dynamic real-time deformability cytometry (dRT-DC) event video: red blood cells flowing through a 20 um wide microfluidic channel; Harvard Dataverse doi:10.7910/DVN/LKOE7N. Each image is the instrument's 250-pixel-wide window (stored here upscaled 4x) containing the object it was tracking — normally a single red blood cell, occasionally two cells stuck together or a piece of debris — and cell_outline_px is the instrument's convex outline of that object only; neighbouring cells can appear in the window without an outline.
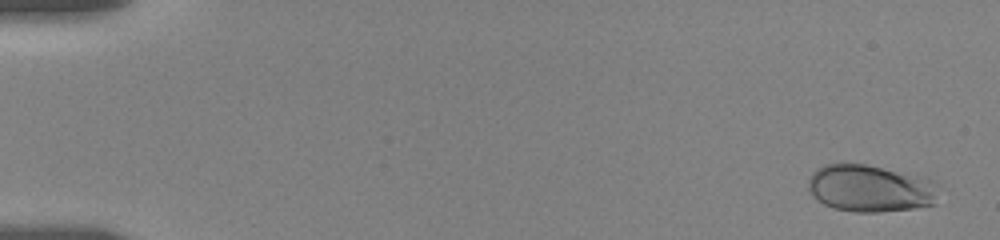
{"species": "human", "species_latin": "Homo sapiens", "temperature_condition": "room temperature", "stored_images_in_passage": 13, "camera_frame_rate_fps": 3000, "um_per_image_px": 0.085, "donor": {"sex": "female"}, "frame": {"image": 1, "passage_image": 1, "time_ms": 0.0, "image_size_px": [1000, 240], "cell_outline_px": [[936, 204], [916, 208], [880, 212], [852, 212], [832, 208], [824, 204], [812, 196], [808, 188], [808, 180], [812, 172], [816, 168], [824, 164], [864, 164], [928, 176], [932, 180]], "centroid_in_image_um": [73.93, 16.01], "position_along_channel_um": 11.1, "area_um2": 36.13}}
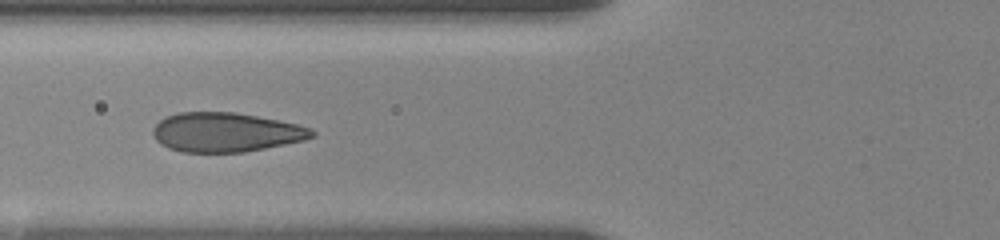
{"frame": {"image": 2, "passage_image": 10, "time_ms": 6.667, "image_size_px": [1000, 240], "cell_outline_px": [[316, 136], [304, 140], [244, 152], [180, 152], [168, 148], [160, 144], [156, 140], [152, 132], [152, 128], [160, 120], [176, 112], [236, 112], [296, 124], [308, 128], [316, 132]], "centroid_in_image_um": [19.15, 11.24], "position_along_channel_um": 106.6, "area_um2": 36.3}}
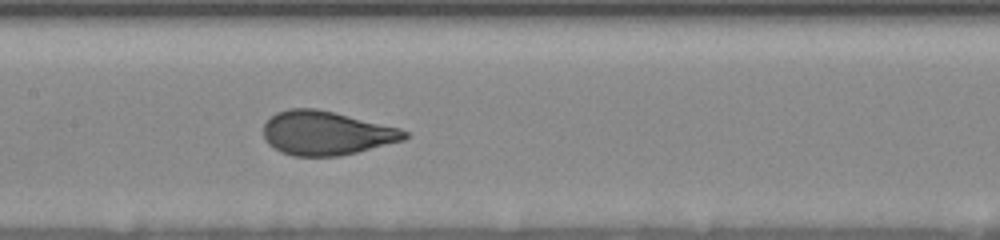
{"frame": {"image": 3, "passage_image": 13, "time_ms": 8.667, "image_size_px": [1000, 240], "cell_outline_px": [[412, 136], [404, 140], [340, 156], [292, 156], [280, 152], [268, 144], [264, 136], [264, 124], [276, 112], [288, 108], [316, 108], [400, 128], [408, 132]], "centroid_in_image_um": [27.73, 11.31], "position_along_channel_um": 179.7, "area_um2": 36.13}}